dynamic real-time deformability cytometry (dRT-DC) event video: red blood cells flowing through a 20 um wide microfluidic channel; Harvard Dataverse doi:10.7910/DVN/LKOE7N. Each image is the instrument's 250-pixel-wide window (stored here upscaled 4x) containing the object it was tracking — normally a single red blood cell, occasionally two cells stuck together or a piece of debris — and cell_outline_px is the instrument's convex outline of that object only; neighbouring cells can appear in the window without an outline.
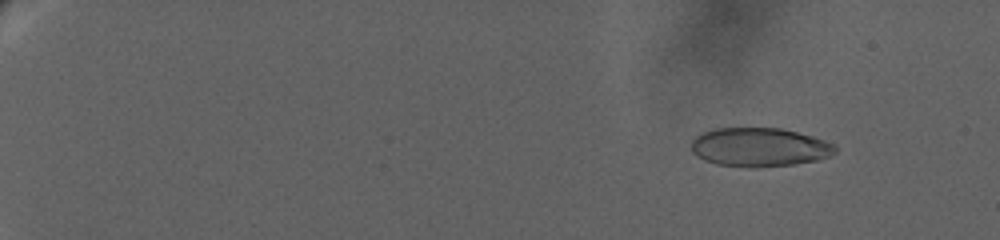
{"species": "human", "species_latin": "Homo sapiens", "temperature_condition": "warm", "stored_images_in_passage": 97, "camera_frame_rate_fps": 3000, "um_per_image_px": 0.085, "donor": {"sex": "female"}, "frame": {"image": 1, "passage_image": 11, "time_ms": 3.333, "image_size_px": [1000, 240], "cell_outline_px": [[836, 152], [828, 156], [816, 160], [792, 164], [756, 168], [748, 168], [716, 164], [704, 160], [696, 156], [692, 152], [692, 140], [700, 132], [712, 128], [780, 128], [812, 136], [836, 144]], "centroid_in_image_um": [64.51, 12.51], "position_along_channel_um": 20.5, "area_um2": 32.77}}
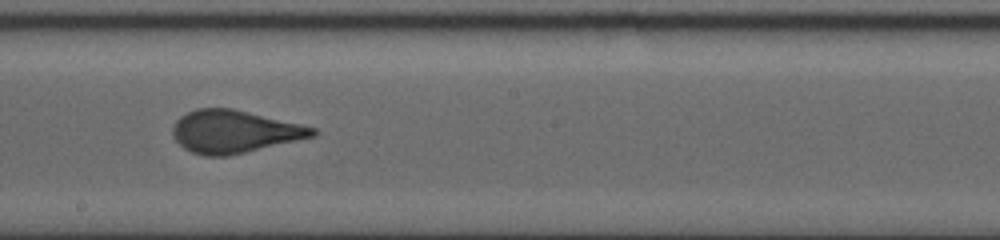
{"frame": {"image": 2, "passage_image": 66, "time_ms": 16.667, "image_size_px": [1000, 240], "cell_outline_px": [[316, 132], [312, 136], [228, 156], [204, 156], [192, 152], [184, 148], [172, 136], [172, 128], [176, 120], [180, 116], [196, 108], [232, 108], [300, 124], [316, 128]], "centroid_in_image_um": [19.84, 11.18], "position_along_channel_um": 228.4, "area_um2": 34.28}}
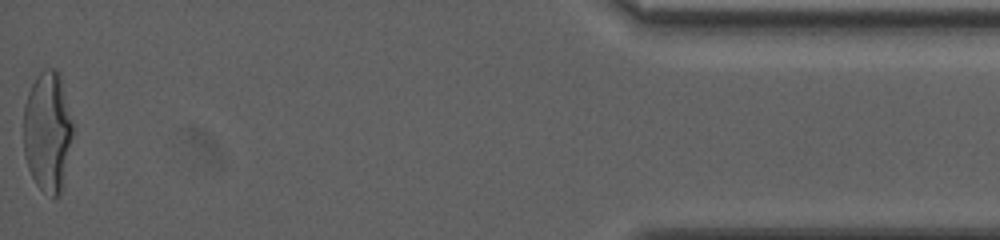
{"frame": {"image": 3, "passage_image": 97, "time_ms": 26.0, "image_size_px": [1000, 240], "cell_outline_px": [[72, 136], [60, 196], [52, 200], [36, 184], [28, 168], [24, 156], [24, 104], [28, 92], [36, 76], [44, 68], [56, 68], [60, 72], [72, 124]], "centroid_in_image_um": [4.03, 11.19], "position_along_channel_um": 431.2, "area_um2": 34.62}, "authors_computed_cell_mechanics": {"area_um2": 34.2754, "velocity_mm_per_s": 2.8881, "shape_relaxation_time_tau1_ms": 7.8424, "shape_relaxation_time_tau2_ms": null, "deformation_change_tau1": 0.2247, "deformation_change_tau2": null}}